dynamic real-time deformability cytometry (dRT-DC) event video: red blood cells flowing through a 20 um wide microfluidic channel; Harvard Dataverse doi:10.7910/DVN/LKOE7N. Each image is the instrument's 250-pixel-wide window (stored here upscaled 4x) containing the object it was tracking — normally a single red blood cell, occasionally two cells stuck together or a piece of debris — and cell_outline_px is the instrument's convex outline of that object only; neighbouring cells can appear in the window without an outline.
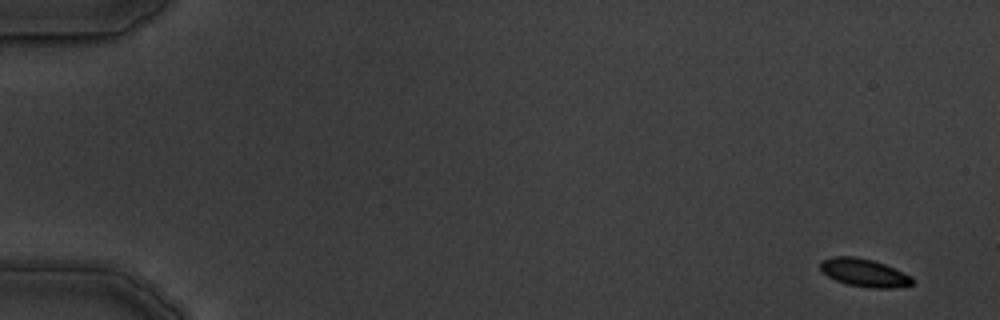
{"species": "common noctule bat (a hibernating species)", "species_latin": "Nyctalus noctula", "temperature_condition": "warm", "stored_images_in_passage": 6, "camera_frame_rate_fps": 3000, "um_per_image_px": 0.085, "animal": {"sex": "male", "body_mass_g": 19.5, "forearm_length_mm": 54.6}, "frame": {"image": 1, "passage_image": 1, "time_ms": 0.0, "image_size_px": [1000, 320], "cell_outline_px": [[912, 284], [892, 288], [872, 288], [848, 284], [836, 280], [828, 276], [820, 268], [820, 260], [832, 256], [856, 256], [872, 260], [884, 264], [912, 276]], "centroid_in_image_um": [73.43, 23.16], "position_along_channel_um": 11.6, "area_um2": 14.85}}
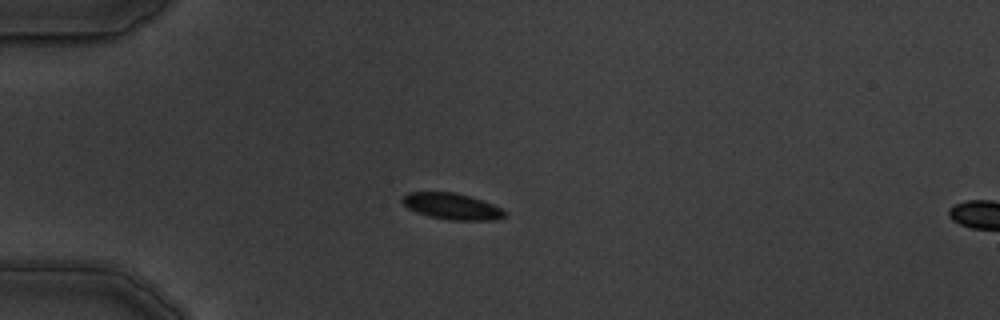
{"frame": {"image": 2, "passage_image": 5, "time_ms": 4.333, "image_size_px": [1000, 320], "cell_outline_px": [[508, 216], [496, 220], [452, 220], [428, 216], [416, 212], [408, 208], [400, 200], [408, 192], [452, 192], [468, 196], [492, 204], [508, 212]], "centroid_in_image_um": [38.43, 17.55], "position_along_channel_um": 46.6, "area_um2": 15.61}}